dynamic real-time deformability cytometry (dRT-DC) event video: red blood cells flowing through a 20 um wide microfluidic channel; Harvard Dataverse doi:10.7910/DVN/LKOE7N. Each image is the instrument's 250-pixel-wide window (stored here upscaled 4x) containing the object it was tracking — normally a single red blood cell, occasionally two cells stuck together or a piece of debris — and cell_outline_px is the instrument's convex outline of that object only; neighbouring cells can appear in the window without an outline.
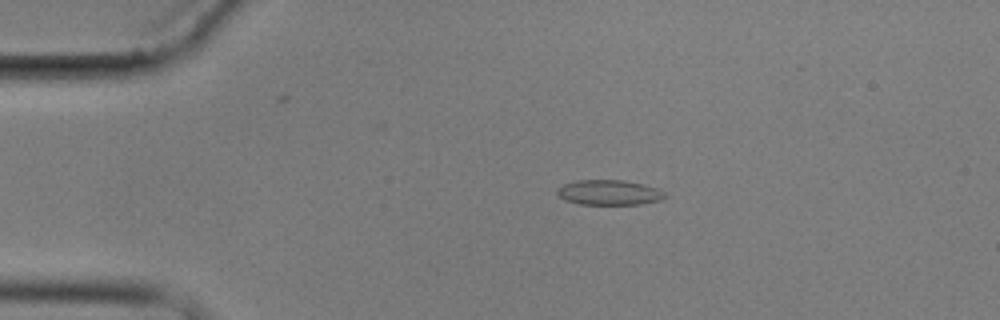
{"species": "common noctule bat (a hibernating species)", "species_latin": "Nyctalus noctula", "temperature_condition": "cold", "stored_images_in_passage": 7, "camera_frame_rate_fps": 3000, "um_per_image_px": 0.085, "animal": {"sex": "male", "body_mass_g": 17.9}, "frame": {"image": 1, "passage_image": 3, "time_ms": 2.333, "image_size_px": [1000, 320], "cell_outline_px": [[668, 196], [660, 200], [640, 204], [580, 204], [564, 200], [556, 192], [556, 188], [564, 184], [576, 180], [624, 180], [644, 184], [660, 188]], "centroid_in_image_um": [51.79, 16.35], "position_along_channel_um": 33.2, "area_um2": 15.9}}
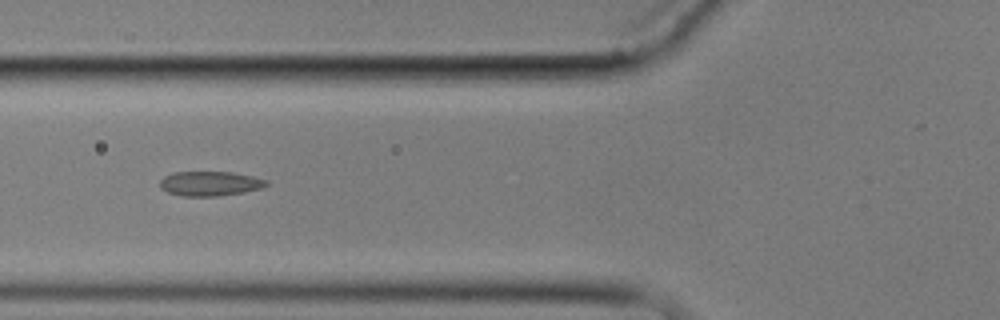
{"frame": {"image": 2, "passage_image": 6, "time_ms": 5.667, "image_size_px": [1000, 320], "cell_outline_px": [[268, 184], [260, 188], [244, 192], [216, 196], [180, 196], [168, 192], [160, 188], [160, 180], [164, 176], [172, 172], [232, 172], [252, 176], [268, 180]], "centroid_in_image_um": [17.82, 15.6], "position_along_channel_um": 108.0, "area_um2": 15.26}}
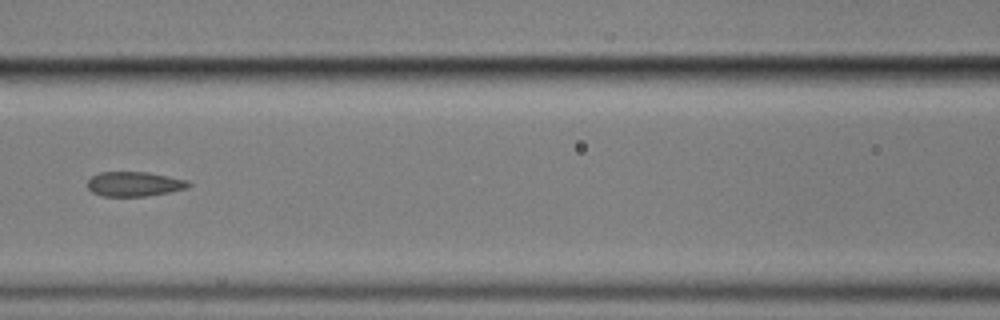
{"frame": {"image": 3, "passage_image": 7, "time_ms": 7.0, "image_size_px": [1000, 320], "cell_outline_px": [[192, 184], [188, 188], [148, 196], [104, 196], [92, 192], [88, 188], [88, 180], [92, 176], [100, 172], [148, 172], [188, 180]], "centroid_in_image_um": [11.44, 15.64], "position_along_channel_um": 155.2, "area_um2": 14.51}}